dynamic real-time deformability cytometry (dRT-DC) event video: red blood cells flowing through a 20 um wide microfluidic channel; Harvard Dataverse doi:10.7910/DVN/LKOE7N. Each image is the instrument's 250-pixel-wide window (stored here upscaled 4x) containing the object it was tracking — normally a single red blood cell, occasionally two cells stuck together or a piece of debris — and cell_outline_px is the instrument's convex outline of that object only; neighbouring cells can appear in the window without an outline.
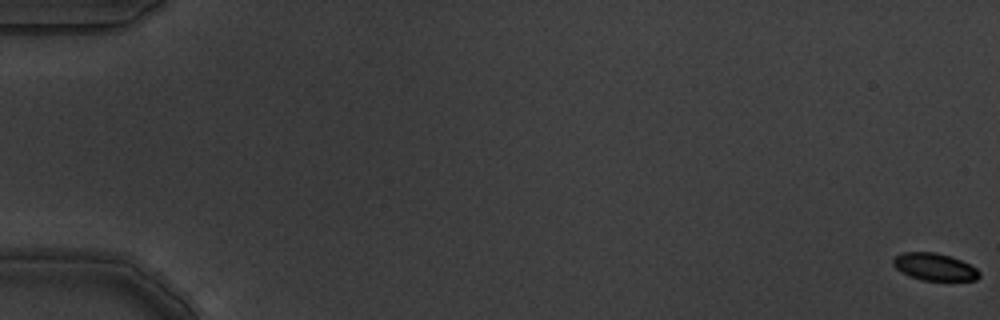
{"species": "common noctule bat (a hibernating species)", "species_latin": "Nyctalus noctula", "temperature_condition": "warm", "stored_images_in_passage": 12, "camera_frame_rate_fps": 3000, "um_per_image_px": 0.085, "animal": {"sex": "male", "body_mass_g": 19.5, "forearm_length_mm": 54.6}, "frame": {"image": 1, "passage_image": 1, "time_ms": 0.0, "image_size_px": [1000, 320], "cell_outline_px": [[980, 276], [976, 280], [920, 280], [900, 272], [892, 264], [892, 260], [900, 252], [936, 252], [952, 256], [976, 268], [980, 272]], "centroid_in_image_um": [79.41, 22.67], "position_along_channel_um": 5.6, "area_um2": 13.76}}
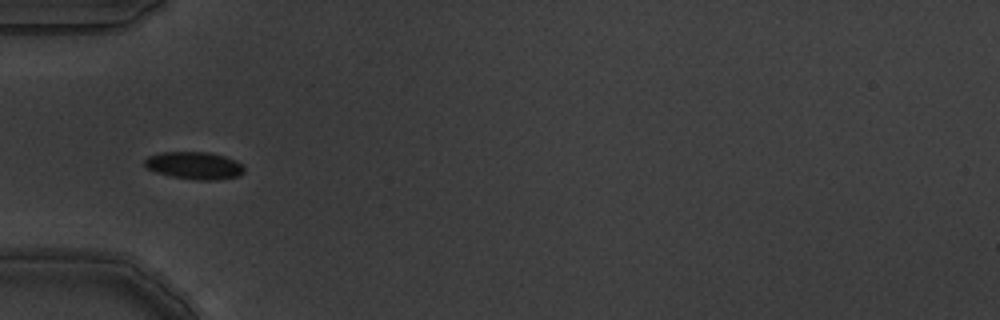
{"frame": {"image": 2, "passage_image": 6, "time_ms": 1.667, "image_size_px": [1000, 320], "cell_outline_px": [[244, 172], [240, 176], [216, 180], [196, 180], [172, 176], [156, 172], [148, 168], [144, 164], [144, 160], [148, 156], [164, 152], [208, 152], [224, 156], [240, 164], [244, 168]], "centroid_in_image_um": [16.52, 14.07], "position_along_channel_um": 68.5, "area_um2": 15.72}}
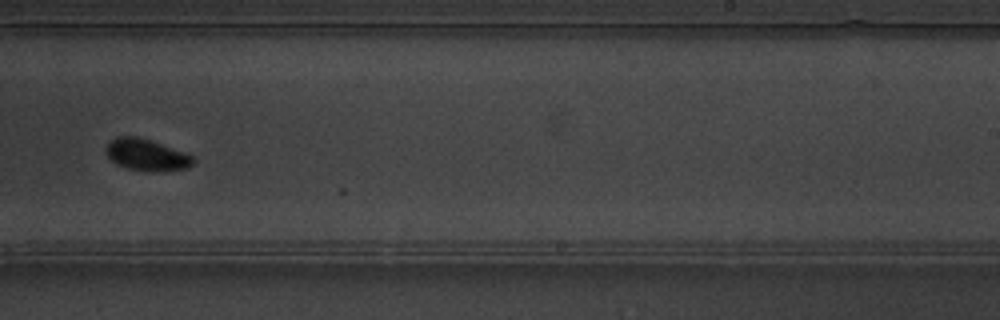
{"frame": {"image": 3, "passage_image": 11, "time_ms": 3.333, "image_size_px": [1000, 320], "cell_outline_px": [[196, 160], [188, 168], [156, 172], [148, 172], [128, 168], [116, 164], [104, 152], [104, 148], [108, 140], [116, 136], [136, 136], [184, 152], [192, 156]], "centroid_in_image_um": [12.4, 13.17], "position_along_channel_um": 276.6, "area_um2": 16.18}}